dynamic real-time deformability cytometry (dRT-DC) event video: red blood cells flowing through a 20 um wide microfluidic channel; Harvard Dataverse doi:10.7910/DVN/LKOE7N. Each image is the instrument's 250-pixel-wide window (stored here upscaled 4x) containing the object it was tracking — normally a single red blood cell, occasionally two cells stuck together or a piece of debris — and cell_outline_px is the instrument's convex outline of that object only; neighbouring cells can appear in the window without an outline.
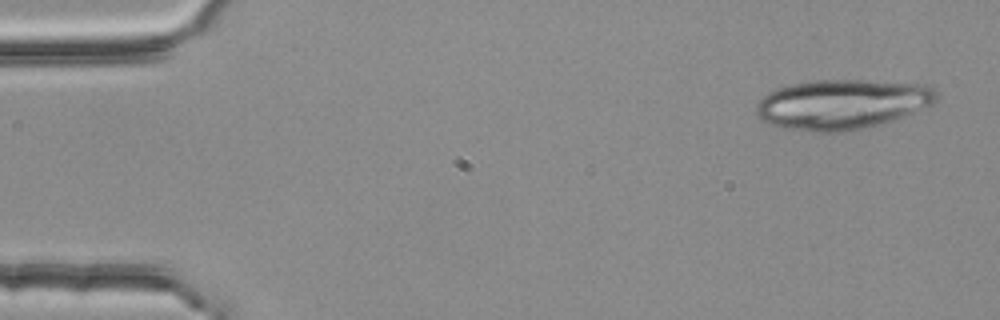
{"species": "common noctule bat (a hibernating species)", "species_latin": "Nyctalus noctula", "temperature_condition": "room temperature", "stored_images_in_passage": 4, "camera_frame_rate_fps": 3000, "um_per_image_px": 0.085, "animal": {"sex": "female", "body_mass_g": 25.1}, "frame": {"image": 1, "passage_image": 1, "time_ms": 0.0, "image_size_px": [1000, 320], "cell_outline_px": [[940, 100], [932, 104], [892, 120], [868, 128], [844, 132], [812, 132], [784, 128], [768, 124], [760, 120], [756, 116], [756, 104], [768, 92], [776, 88], [792, 84], [812, 80], [868, 80], [928, 84], [936, 88], [940, 96]], "centroid_in_image_um": [71.59, 8.86], "position_along_channel_um": 13.4, "area_um2": 53.12}}